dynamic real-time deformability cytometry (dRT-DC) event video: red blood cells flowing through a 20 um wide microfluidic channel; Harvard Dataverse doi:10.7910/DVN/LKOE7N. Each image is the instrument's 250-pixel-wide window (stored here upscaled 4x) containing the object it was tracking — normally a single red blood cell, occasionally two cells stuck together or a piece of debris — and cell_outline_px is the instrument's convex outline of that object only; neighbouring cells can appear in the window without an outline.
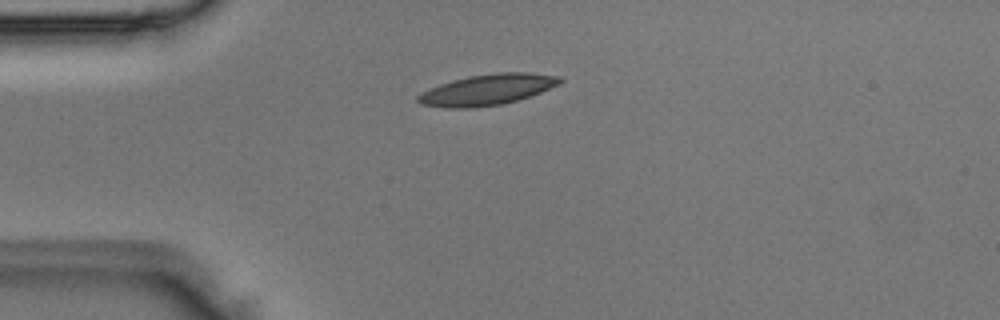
{"species": "Egyptian fruit bat (a non-hibernating species)", "species_latin": "Rousettus aegyptiacus", "temperature_condition": "room temperature", "stored_images_in_passage": 2, "camera_frame_rate_fps": 3000, "um_per_image_px": 0.085, "animal": {"sex": "male"}, "frame": {"image": 1, "passage_image": 2, "time_ms": 0.333, "image_size_px": [1000, 320], "cell_outline_px": [[564, 80], [560, 84], [540, 92], [516, 100], [500, 104], [476, 108], [444, 108], [420, 104], [416, 100], [416, 96], [420, 92], [440, 84], [468, 76], [496, 72], [528, 72], [560, 76]], "centroid_in_image_um": [41.39, 7.62], "position_along_channel_um": 43.6, "area_um2": 25.61}}